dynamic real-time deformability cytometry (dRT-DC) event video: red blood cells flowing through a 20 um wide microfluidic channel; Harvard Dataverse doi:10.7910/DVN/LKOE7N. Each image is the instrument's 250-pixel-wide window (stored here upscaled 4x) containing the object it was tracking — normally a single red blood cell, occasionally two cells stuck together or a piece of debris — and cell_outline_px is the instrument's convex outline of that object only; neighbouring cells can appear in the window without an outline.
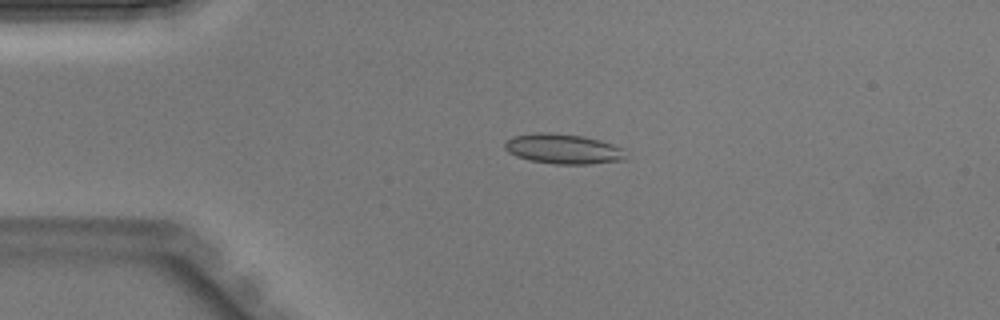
{"species": "Egyptian fruit bat (a non-hibernating species)", "species_latin": "Rousettus aegyptiacus", "temperature_condition": "warm", "stored_images_in_passage": 35, "camera_frame_rate_fps": 3000, "um_per_image_px": 0.085, "animal": {"sex": "male"}, "frame": {"image": 1, "passage_image": 1, "time_ms": 0.0, "image_size_px": [1000, 320], "cell_outline_px": [[624, 160], [588, 164], [556, 164], [528, 160], [516, 156], [508, 152], [504, 148], [504, 140], [512, 136], [536, 132], [548, 132], [584, 136], [600, 140], [624, 148]], "centroid_in_image_um": [47.82, 12.64], "position_along_channel_um": 37.2, "area_um2": 21.33}}
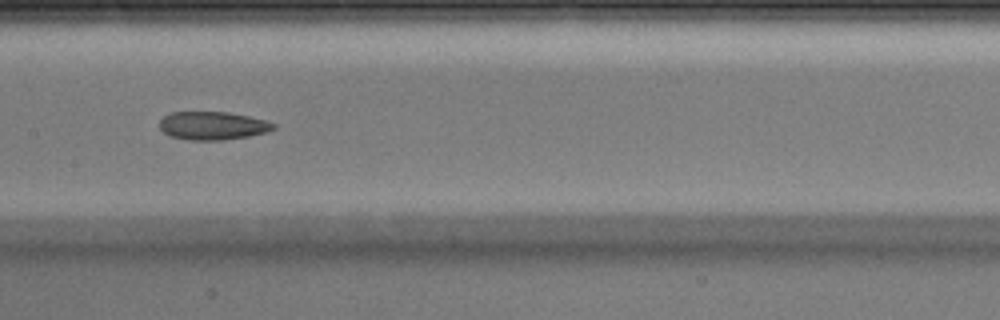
{"frame": {"image": 2, "passage_image": 13, "time_ms": 4.0, "image_size_px": [1000, 320], "cell_outline_px": [[276, 128], [268, 132], [248, 136], [220, 140], [188, 140], [172, 136], [164, 132], [160, 128], [160, 120], [164, 116], [172, 112], [228, 112], [248, 116], [264, 120], [276, 124]], "centroid_in_image_um": [18.09, 10.68], "position_along_channel_um": 189.3, "area_um2": 18.61}}
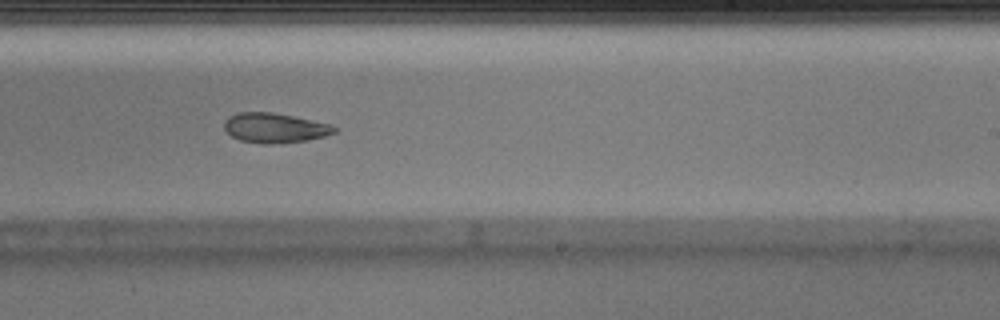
{"frame": {"image": 3, "passage_image": 18, "time_ms": 5.667, "image_size_px": [1000, 320], "cell_outline_px": [[336, 132], [324, 136], [308, 140], [272, 144], [264, 144], [240, 140], [232, 136], [224, 128], [224, 124], [228, 116], [240, 112], [272, 112], [292, 116], [328, 124], [336, 128]], "centroid_in_image_um": [23.32, 10.87], "position_along_channel_um": 265.7, "area_um2": 18.84}}